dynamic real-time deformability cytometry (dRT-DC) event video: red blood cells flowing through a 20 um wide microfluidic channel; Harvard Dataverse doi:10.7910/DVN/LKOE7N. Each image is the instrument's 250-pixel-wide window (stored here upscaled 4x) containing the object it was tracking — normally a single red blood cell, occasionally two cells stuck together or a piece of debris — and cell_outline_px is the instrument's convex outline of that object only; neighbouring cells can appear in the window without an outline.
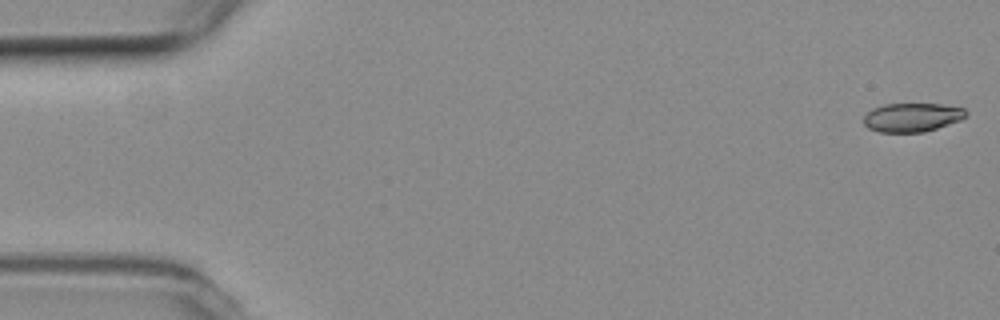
{"species": "common noctule bat (a hibernating species)", "species_latin": "Nyctalus noctula", "temperature_condition": "room temperature", "stored_images_in_passage": 13, "camera_frame_rate_fps": 3000, "um_per_image_px": 0.085, "animal": {"sex": "female", "body_mass_g": 19.3, "forearm_length_mm": 54.1}, "frame": {"image": 1, "passage_image": 1, "time_ms": 0.0, "image_size_px": [1000, 320], "cell_outline_px": [[968, 112], [960, 120], [924, 132], [880, 132], [868, 128], [864, 124], [864, 116], [872, 108], [884, 104], [940, 104], [964, 108]], "centroid_in_image_um": [77.5, 9.97], "position_along_channel_um": 7.5, "area_um2": 17.05}}